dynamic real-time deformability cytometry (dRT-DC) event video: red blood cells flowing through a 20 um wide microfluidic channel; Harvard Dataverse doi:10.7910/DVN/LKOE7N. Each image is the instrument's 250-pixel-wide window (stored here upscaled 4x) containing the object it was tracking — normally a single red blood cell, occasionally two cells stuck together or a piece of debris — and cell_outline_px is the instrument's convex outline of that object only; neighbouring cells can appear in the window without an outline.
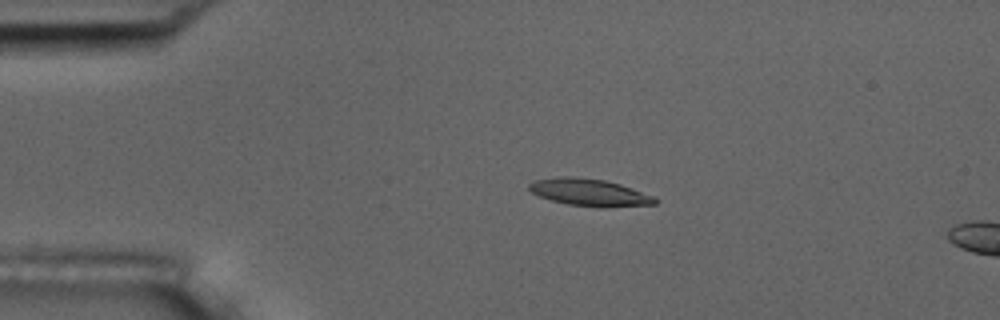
{"species": "common noctule bat (a hibernating species)", "species_latin": "Nyctalus noctula", "temperature_condition": "room temperature", "stored_images_in_passage": 16, "camera_frame_rate_fps": 3000, "um_per_image_px": 0.085, "animal": {"sex": "male", "body_mass_g": 17.5, "forearm_length_mm": 52.3}, "frame": {"image": 1, "passage_image": 12, "time_ms": 3.667, "image_size_px": [1000, 320], "cell_outline_px": [[660, 200], [656, 204], [604, 208], [600, 208], [568, 204], [552, 200], [540, 196], [532, 192], [528, 188], [528, 184], [536, 180], [556, 176], [568, 176], [604, 180], [620, 184], [656, 196]], "centroid_in_image_um": [50.16, 16.36], "position_along_channel_um": 34.8, "area_um2": 20.11}}